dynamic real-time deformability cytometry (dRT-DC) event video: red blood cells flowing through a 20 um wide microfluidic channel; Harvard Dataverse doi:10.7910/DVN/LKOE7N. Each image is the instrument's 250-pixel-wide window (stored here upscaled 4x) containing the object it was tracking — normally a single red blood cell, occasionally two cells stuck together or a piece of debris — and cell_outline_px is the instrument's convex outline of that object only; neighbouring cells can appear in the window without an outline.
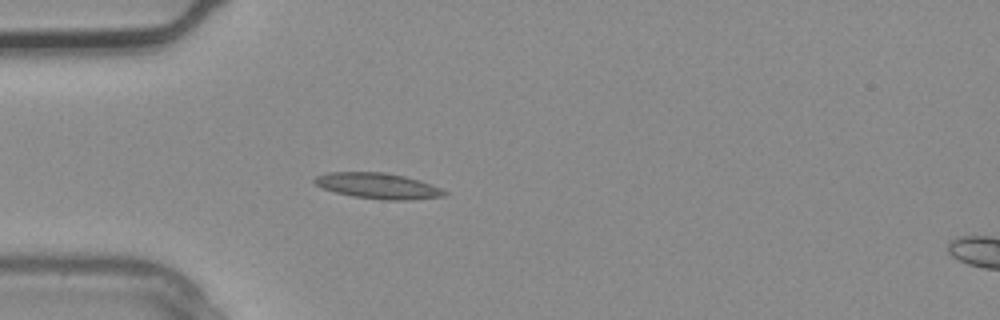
{"species": "common noctule bat (a hibernating species)", "species_latin": "Nyctalus noctula", "temperature_condition": "warm", "stored_images_in_passage": 4, "camera_frame_rate_fps": 3000, "um_per_image_px": 0.085, "animal": {"sex": "male", "body_mass_g": 20.4}, "frame": {"image": 1, "passage_image": 3, "time_ms": 0.667, "image_size_px": [1000, 320], "cell_outline_px": [[448, 192], [444, 196], [408, 200], [380, 200], [352, 196], [336, 192], [324, 188], [316, 184], [312, 180], [316, 176], [328, 172], [384, 172], [404, 176], [420, 180], [440, 188]], "centroid_in_image_um": [32.13, 15.8], "position_along_channel_um": 52.9, "area_um2": 19.42}}